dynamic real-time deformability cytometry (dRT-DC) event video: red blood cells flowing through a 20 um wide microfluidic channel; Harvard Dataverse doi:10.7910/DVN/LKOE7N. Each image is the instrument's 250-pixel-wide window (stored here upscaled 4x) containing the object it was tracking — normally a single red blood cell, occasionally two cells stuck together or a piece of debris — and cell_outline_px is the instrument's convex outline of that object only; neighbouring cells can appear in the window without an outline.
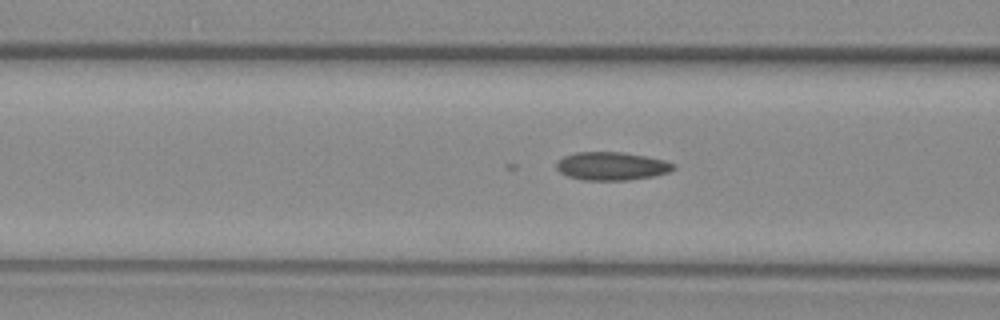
{"species": "common noctule bat (a hibernating species)", "species_latin": "Nyctalus noctula", "temperature_condition": "warm", "stored_images_in_passage": 31, "camera_frame_rate_fps": 3000, "um_per_image_px": 0.085, "animal": {"sex": "female", "body_mass_g": 29.2, "forearm_length_mm": 56.3}, "frame": {"image": 1, "passage_image": 8, "time_ms": 2.333, "image_size_px": [1000, 320], "cell_outline_px": [[676, 168], [668, 172], [652, 176], [628, 180], [580, 180], [568, 176], [560, 172], [556, 168], [556, 164], [564, 156], [576, 152], [624, 152], [664, 160], [676, 164]], "centroid_in_image_um": [51.99, 14.12], "position_along_channel_um": 114.6, "area_um2": 19.19}}
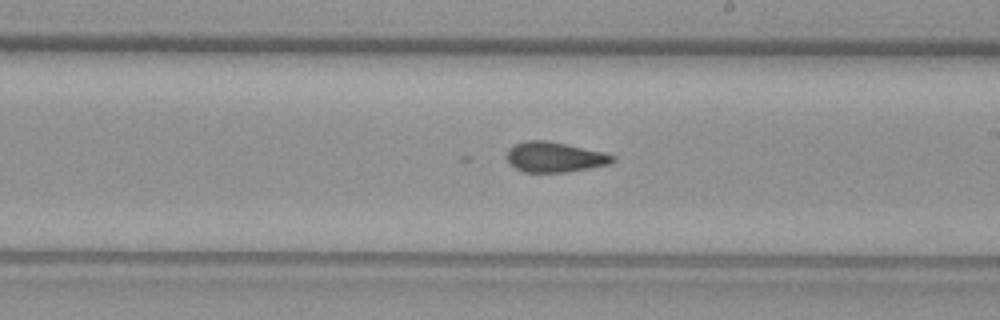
{"frame": {"image": 2, "passage_image": 18, "time_ms": 5.667, "image_size_px": [1000, 320], "cell_outline_px": [[616, 160], [608, 164], [568, 172], [524, 172], [516, 168], [508, 160], [508, 148], [516, 144], [528, 140], [548, 140], [568, 144], [604, 152], [616, 156]], "centroid_in_image_um": [47.18, 13.34], "position_along_channel_um": 241.8, "area_um2": 18.55}}
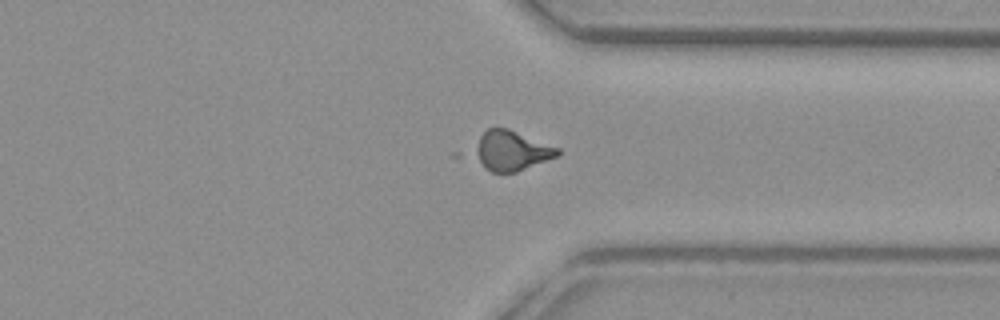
{"frame": {"image": 3, "passage_image": 28, "time_ms": 9.0, "image_size_px": [1000, 320], "cell_outline_px": [[560, 156], [516, 172], [492, 172], [484, 168], [468, 152], [480, 136], [488, 128], [508, 128], [560, 148]], "centroid_in_image_um": [43.41, 12.81], "position_along_channel_um": 368.0, "area_um2": 19.83}}